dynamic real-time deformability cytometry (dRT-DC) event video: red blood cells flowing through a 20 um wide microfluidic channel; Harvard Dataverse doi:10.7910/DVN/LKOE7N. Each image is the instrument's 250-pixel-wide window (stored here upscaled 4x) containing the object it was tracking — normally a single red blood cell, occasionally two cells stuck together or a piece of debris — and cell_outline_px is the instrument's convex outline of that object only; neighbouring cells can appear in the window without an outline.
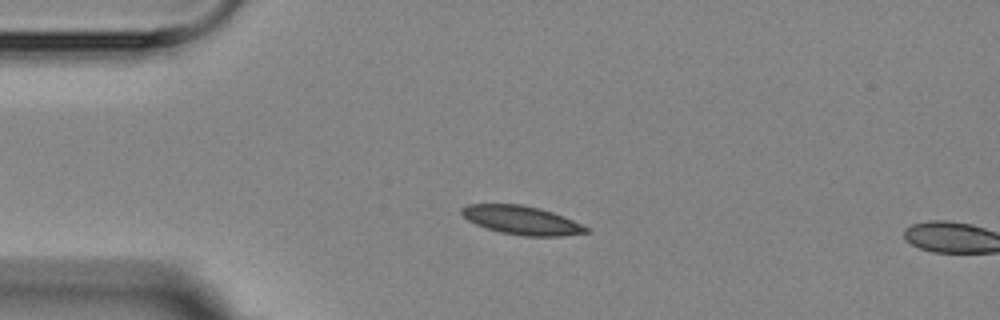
{"species": "Egyptian fruit bat (a non-hibernating species)", "species_latin": "Rousettus aegyptiacus", "temperature_condition": "room temperature", "stored_images_in_passage": 4, "camera_frame_rate_fps": 3000, "um_per_image_px": 0.085, "animal": {"sex": "female"}, "frame": {"image": 1, "passage_image": 3, "time_ms": 2.333, "image_size_px": [1000, 320], "cell_outline_px": [[588, 232], [564, 236], [524, 236], [500, 232], [476, 224], [468, 220], [460, 212], [460, 208], [468, 204], [520, 204], [540, 208], [552, 212], [572, 220], [588, 228]], "centroid_in_image_um": [44.31, 18.71], "position_along_channel_um": 40.7, "area_um2": 20.58}}